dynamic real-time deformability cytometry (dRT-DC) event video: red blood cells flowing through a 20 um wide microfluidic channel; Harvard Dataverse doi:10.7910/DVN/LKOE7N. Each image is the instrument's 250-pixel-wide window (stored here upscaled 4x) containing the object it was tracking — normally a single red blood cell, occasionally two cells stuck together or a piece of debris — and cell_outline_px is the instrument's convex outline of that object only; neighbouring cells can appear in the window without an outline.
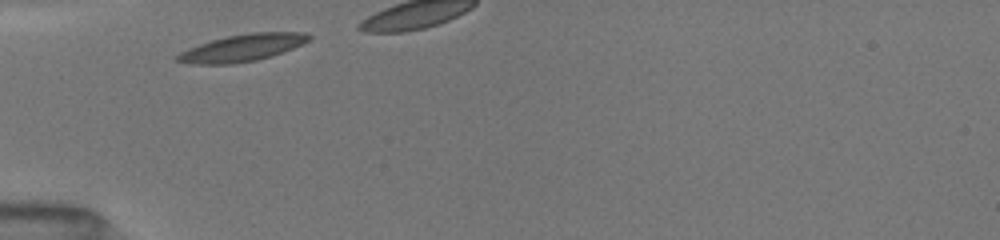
{"species": "common noctule bat (a hibernating species)", "species_latin": "Nyctalus noctula", "temperature_condition": "room temperature", "stored_images_in_passage": 4, "camera_frame_rate_fps": 3000, "um_per_image_px": 0.085, "animal": {"sex": "female", "body_mass_g": 19.5, "forearm_length_mm": 54.1}, "frame": {"image": 1, "passage_image": 1, "time_ms": 0.0, "image_size_px": [1000, 240], "cell_outline_px": [[312, 36], [308, 40], [292, 48], [272, 56], [256, 60], [232, 64], [192, 64], [176, 60], [176, 56], [180, 52], [188, 48], [212, 40], [228, 36], [248, 32], [308, 32]], "centroid_in_image_um": [20.6, 4.06], "position_along_channel_um": 64.4, "area_um2": 20.58}}